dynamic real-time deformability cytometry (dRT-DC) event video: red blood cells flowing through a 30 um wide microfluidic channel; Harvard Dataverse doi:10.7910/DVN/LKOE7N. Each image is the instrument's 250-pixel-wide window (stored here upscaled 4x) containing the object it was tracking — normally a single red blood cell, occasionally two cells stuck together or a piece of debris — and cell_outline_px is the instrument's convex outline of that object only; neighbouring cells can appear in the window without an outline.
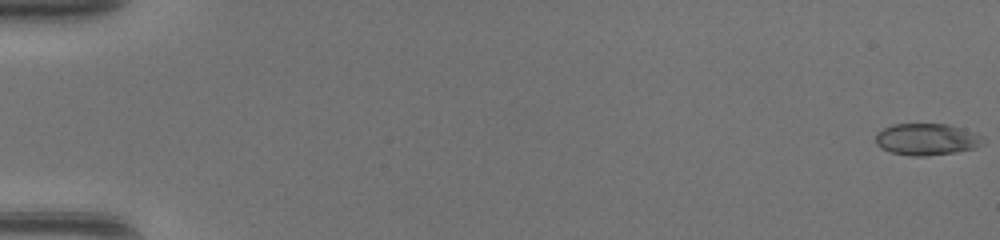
{"species": "common noctule bat (a hibernating species)", "species_latin": "Nyctalus noctula", "temperature_condition": "warm", "stored_images_in_passage": 48, "camera_frame_rate_fps": 3000, "um_per_image_px": 0.085, "animal": {"sex": "female", "body_mass_g": 17.0, "forearm_length_mm": 48.0}, "frame": {"image": 1, "passage_image": 1, "time_ms": 0.0, "image_size_px": [1000, 240], "cell_outline_px": [[980, 144], [972, 148], [952, 152], [920, 156], [916, 156], [892, 152], [884, 148], [876, 140], [876, 136], [884, 128], [896, 124], [944, 124], [956, 128]], "centroid_in_image_um": [78.54, 11.85], "position_along_channel_um": 6.5, "area_um2": 17.86}}
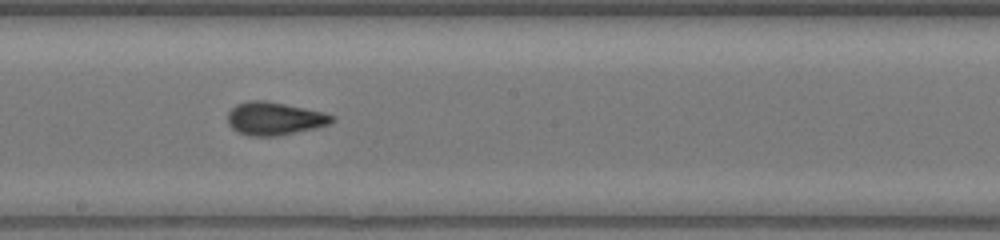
{"frame": {"image": 2, "passage_image": 28, "time_ms": 9.0, "image_size_px": [1000, 240], "cell_outline_px": [[332, 120], [328, 124], [312, 128], [276, 136], [248, 136], [232, 128], [228, 124], [228, 112], [236, 104], [248, 100], [264, 100], [284, 104], [320, 112], [332, 116]], "centroid_in_image_um": [23.23, 10.07], "position_along_channel_um": 225.0, "area_um2": 19.48}}
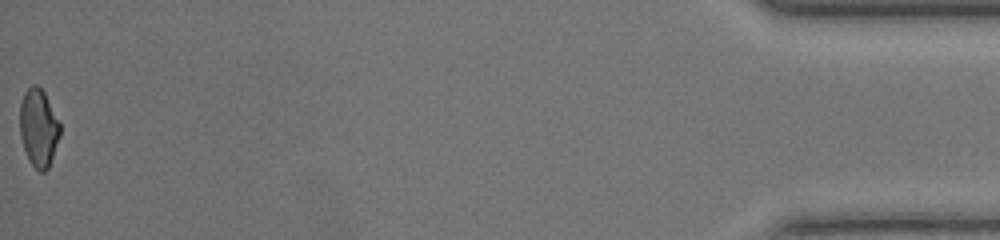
{"frame": {"image": 3, "passage_image": 48, "time_ms": 15.667, "image_size_px": [1000, 240], "cell_outline_px": [[60, 136], [48, 168], [44, 172], [40, 172], [28, 160], [24, 148], [20, 132], [20, 104], [24, 92], [32, 84], [36, 84], [44, 92], [60, 124]], "centroid_in_image_um": [3.27, 10.86], "position_along_channel_um": 431.9, "area_um2": 18.03}}